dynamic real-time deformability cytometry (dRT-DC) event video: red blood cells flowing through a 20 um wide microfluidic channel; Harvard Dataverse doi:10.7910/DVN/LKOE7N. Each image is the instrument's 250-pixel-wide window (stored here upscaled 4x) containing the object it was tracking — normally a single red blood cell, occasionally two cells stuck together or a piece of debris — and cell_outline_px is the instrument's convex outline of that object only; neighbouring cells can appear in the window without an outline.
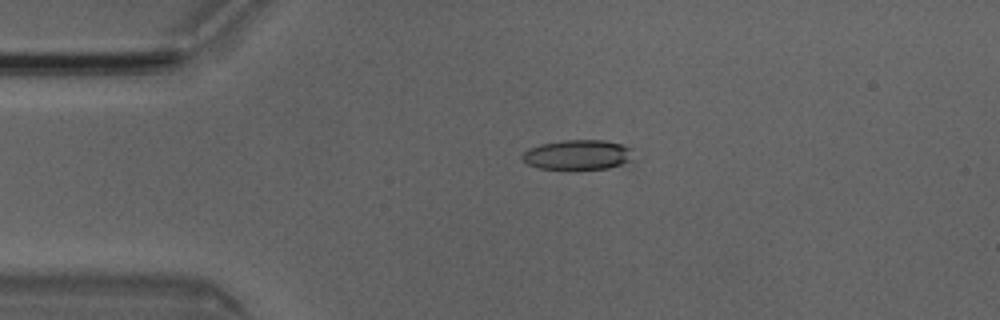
{"species": "Egyptian fruit bat (a non-hibernating species)", "species_latin": "Rousettus aegyptiacus", "temperature_condition": "room temperature", "stored_images_in_passage": 3, "camera_frame_rate_fps": 3000, "um_per_image_px": 0.085, "animal": {"sex": "male"}, "frame": {"image": 1, "passage_image": 3, "time_ms": 0.667, "image_size_px": [1000, 320], "cell_outline_px": [[632, 160], [608, 168], [540, 168], [528, 164], [520, 156], [528, 148], [540, 144], [564, 140], [604, 140], [620, 144], [632, 148]], "centroid_in_image_um": [49.1, 13.13], "position_along_channel_um": 35.9, "area_um2": 19.02}}